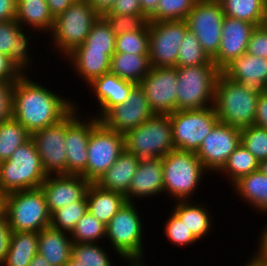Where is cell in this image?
Instances as JSON below:
<instances>
[{
	"label": "cell",
	"mask_w": 267,
	"mask_h": 266,
	"mask_svg": "<svg viewBox=\"0 0 267 266\" xmlns=\"http://www.w3.org/2000/svg\"><path fill=\"white\" fill-rule=\"evenodd\" d=\"M21 74L13 89V118L33 134L62 120L74 107ZM43 87V88H42Z\"/></svg>",
	"instance_id": "1"
},
{
	"label": "cell",
	"mask_w": 267,
	"mask_h": 266,
	"mask_svg": "<svg viewBox=\"0 0 267 266\" xmlns=\"http://www.w3.org/2000/svg\"><path fill=\"white\" fill-rule=\"evenodd\" d=\"M260 91L232 81L220 73L213 102L218 120L240 129L253 125Z\"/></svg>",
	"instance_id": "2"
},
{
	"label": "cell",
	"mask_w": 267,
	"mask_h": 266,
	"mask_svg": "<svg viewBox=\"0 0 267 266\" xmlns=\"http://www.w3.org/2000/svg\"><path fill=\"white\" fill-rule=\"evenodd\" d=\"M47 178L33 140L30 138L0 163V191L5 194L39 188Z\"/></svg>",
	"instance_id": "3"
},
{
	"label": "cell",
	"mask_w": 267,
	"mask_h": 266,
	"mask_svg": "<svg viewBox=\"0 0 267 266\" xmlns=\"http://www.w3.org/2000/svg\"><path fill=\"white\" fill-rule=\"evenodd\" d=\"M125 150L139 161L163 158L174 150L172 126L168 114H154L150 119L124 134Z\"/></svg>",
	"instance_id": "4"
},
{
	"label": "cell",
	"mask_w": 267,
	"mask_h": 266,
	"mask_svg": "<svg viewBox=\"0 0 267 266\" xmlns=\"http://www.w3.org/2000/svg\"><path fill=\"white\" fill-rule=\"evenodd\" d=\"M5 216L12 232H37L50 226L51 214L41 187L6 194Z\"/></svg>",
	"instance_id": "5"
},
{
	"label": "cell",
	"mask_w": 267,
	"mask_h": 266,
	"mask_svg": "<svg viewBox=\"0 0 267 266\" xmlns=\"http://www.w3.org/2000/svg\"><path fill=\"white\" fill-rule=\"evenodd\" d=\"M220 73L215 64L177 67V110L207 108L208 101L212 105Z\"/></svg>",
	"instance_id": "6"
},
{
	"label": "cell",
	"mask_w": 267,
	"mask_h": 266,
	"mask_svg": "<svg viewBox=\"0 0 267 266\" xmlns=\"http://www.w3.org/2000/svg\"><path fill=\"white\" fill-rule=\"evenodd\" d=\"M164 192L187 201L200 183L203 164L195 152L174 149L162 158Z\"/></svg>",
	"instance_id": "7"
},
{
	"label": "cell",
	"mask_w": 267,
	"mask_h": 266,
	"mask_svg": "<svg viewBox=\"0 0 267 266\" xmlns=\"http://www.w3.org/2000/svg\"><path fill=\"white\" fill-rule=\"evenodd\" d=\"M99 17L88 0H76L54 18L52 32L56 48L65 55L70 54L85 41Z\"/></svg>",
	"instance_id": "8"
},
{
	"label": "cell",
	"mask_w": 267,
	"mask_h": 266,
	"mask_svg": "<svg viewBox=\"0 0 267 266\" xmlns=\"http://www.w3.org/2000/svg\"><path fill=\"white\" fill-rule=\"evenodd\" d=\"M169 118L175 149L195 153L219 121L213 105L198 110H176Z\"/></svg>",
	"instance_id": "9"
},
{
	"label": "cell",
	"mask_w": 267,
	"mask_h": 266,
	"mask_svg": "<svg viewBox=\"0 0 267 266\" xmlns=\"http://www.w3.org/2000/svg\"><path fill=\"white\" fill-rule=\"evenodd\" d=\"M87 150L86 180L96 183L125 150L124 135L99 122L91 131Z\"/></svg>",
	"instance_id": "10"
},
{
	"label": "cell",
	"mask_w": 267,
	"mask_h": 266,
	"mask_svg": "<svg viewBox=\"0 0 267 266\" xmlns=\"http://www.w3.org/2000/svg\"><path fill=\"white\" fill-rule=\"evenodd\" d=\"M133 202H126L106 225V236L120 257L141 259L142 222Z\"/></svg>",
	"instance_id": "11"
},
{
	"label": "cell",
	"mask_w": 267,
	"mask_h": 266,
	"mask_svg": "<svg viewBox=\"0 0 267 266\" xmlns=\"http://www.w3.org/2000/svg\"><path fill=\"white\" fill-rule=\"evenodd\" d=\"M224 16L218 0H198L185 19L188 29L211 59L219 52Z\"/></svg>",
	"instance_id": "12"
},
{
	"label": "cell",
	"mask_w": 267,
	"mask_h": 266,
	"mask_svg": "<svg viewBox=\"0 0 267 266\" xmlns=\"http://www.w3.org/2000/svg\"><path fill=\"white\" fill-rule=\"evenodd\" d=\"M151 67H177L179 47L188 26L185 20L148 23Z\"/></svg>",
	"instance_id": "13"
},
{
	"label": "cell",
	"mask_w": 267,
	"mask_h": 266,
	"mask_svg": "<svg viewBox=\"0 0 267 266\" xmlns=\"http://www.w3.org/2000/svg\"><path fill=\"white\" fill-rule=\"evenodd\" d=\"M139 85L155 114L169 115L177 110V67H151Z\"/></svg>",
	"instance_id": "14"
},
{
	"label": "cell",
	"mask_w": 267,
	"mask_h": 266,
	"mask_svg": "<svg viewBox=\"0 0 267 266\" xmlns=\"http://www.w3.org/2000/svg\"><path fill=\"white\" fill-rule=\"evenodd\" d=\"M155 113L149 106L144 90L136 84L126 102L108 109L99 121L108 129L125 134L138 127Z\"/></svg>",
	"instance_id": "15"
},
{
	"label": "cell",
	"mask_w": 267,
	"mask_h": 266,
	"mask_svg": "<svg viewBox=\"0 0 267 266\" xmlns=\"http://www.w3.org/2000/svg\"><path fill=\"white\" fill-rule=\"evenodd\" d=\"M65 137L66 116L59 122L31 134L47 176L51 172L56 175L67 174Z\"/></svg>",
	"instance_id": "16"
},
{
	"label": "cell",
	"mask_w": 267,
	"mask_h": 266,
	"mask_svg": "<svg viewBox=\"0 0 267 266\" xmlns=\"http://www.w3.org/2000/svg\"><path fill=\"white\" fill-rule=\"evenodd\" d=\"M241 143V129L218 121L196 152L203 167L220 170Z\"/></svg>",
	"instance_id": "17"
},
{
	"label": "cell",
	"mask_w": 267,
	"mask_h": 266,
	"mask_svg": "<svg viewBox=\"0 0 267 266\" xmlns=\"http://www.w3.org/2000/svg\"><path fill=\"white\" fill-rule=\"evenodd\" d=\"M74 107L66 115L65 148L67 156V174L81 175L86 179L87 146L93 128L100 122L96 117L89 122L78 120Z\"/></svg>",
	"instance_id": "18"
},
{
	"label": "cell",
	"mask_w": 267,
	"mask_h": 266,
	"mask_svg": "<svg viewBox=\"0 0 267 266\" xmlns=\"http://www.w3.org/2000/svg\"><path fill=\"white\" fill-rule=\"evenodd\" d=\"M255 27L256 25L250 22L224 16L219 52L212 59L220 71L234 58L246 53Z\"/></svg>",
	"instance_id": "19"
},
{
	"label": "cell",
	"mask_w": 267,
	"mask_h": 266,
	"mask_svg": "<svg viewBox=\"0 0 267 266\" xmlns=\"http://www.w3.org/2000/svg\"><path fill=\"white\" fill-rule=\"evenodd\" d=\"M91 183L81 175L59 174L47 176L41 184L50 214L81 200Z\"/></svg>",
	"instance_id": "20"
},
{
	"label": "cell",
	"mask_w": 267,
	"mask_h": 266,
	"mask_svg": "<svg viewBox=\"0 0 267 266\" xmlns=\"http://www.w3.org/2000/svg\"><path fill=\"white\" fill-rule=\"evenodd\" d=\"M221 73L232 81L265 90L267 85V58L245 53L228 63Z\"/></svg>",
	"instance_id": "21"
},
{
	"label": "cell",
	"mask_w": 267,
	"mask_h": 266,
	"mask_svg": "<svg viewBox=\"0 0 267 266\" xmlns=\"http://www.w3.org/2000/svg\"><path fill=\"white\" fill-rule=\"evenodd\" d=\"M164 192L162 158L140 161L125 195L128 202L132 196L144 197Z\"/></svg>",
	"instance_id": "22"
},
{
	"label": "cell",
	"mask_w": 267,
	"mask_h": 266,
	"mask_svg": "<svg viewBox=\"0 0 267 266\" xmlns=\"http://www.w3.org/2000/svg\"><path fill=\"white\" fill-rule=\"evenodd\" d=\"M16 20L0 22V53L8 56L15 68L23 73L28 62V39Z\"/></svg>",
	"instance_id": "23"
},
{
	"label": "cell",
	"mask_w": 267,
	"mask_h": 266,
	"mask_svg": "<svg viewBox=\"0 0 267 266\" xmlns=\"http://www.w3.org/2000/svg\"><path fill=\"white\" fill-rule=\"evenodd\" d=\"M89 85L95 90V95L99 100L101 115L97 118H100L108 109L126 102L136 84L109 72L93 79Z\"/></svg>",
	"instance_id": "24"
},
{
	"label": "cell",
	"mask_w": 267,
	"mask_h": 266,
	"mask_svg": "<svg viewBox=\"0 0 267 266\" xmlns=\"http://www.w3.org/2000/svg\"><path fill=\"white\" fill-rule=\"evenodd\" d=\"M139 162L133 153L124 150L95 184L107 191L126 195Z\"/></svg>",
	"instance_id": "25"
},
{
	"label": "cell",
	"mask_w": 267,
	"mask_h": 266,
	"mask_svg": "<svg viewBox=\"0 0 267 266\" xmlns=\"http://www.w3.org/2000/svg\"><path fill=\"white\" fill-rule=\"evenodd\" d=\"M64 231L47 227L38 233L37 253L43 256L51 266H64L71 258L73 242Z\"/></svg>",
	"instance_id": "26"
},
{
	"label": "cell",
	"mask_w": 267,
	"mask_h": 266,
	"mask_svg": "<svg viewBox=\"0 0 267 266\" xmlns=\"http://www.w3.org/2000/svg\"><path fill=\"white\" fill-rule=\"evenodd\" d=\"M86 198L88 212L105 225L127 202L125 195L107 191L95 183L89 185Z\"/></svg>",
	"instance_id": "27"
},
{
	"label": "cell",
	"mask_w": 267,
	"mask_h": 266,
	"mask_svg": "<svg viewBox=\"0 0 267 266\" xmlns=\"http://www.w3.org/2000/svg\"><path fill=\"white\" fill-rule=\"evenodd\" d=\"M149 54L115 52L111 57L110 73L139 84L150 71Z\"/></svg>",
	"instance_id": "28"
},
{
	"label": "cell",
	"mask_w": 267,
	"mask_h": 266,
	"mask_svg": "<svg viewBox=\"0 0 267 266\" xmlns=\"http://www.w3.org/2000/svg\"><path fill=\"white\" fill-rule=\"evenodd\" d=\"M67 56L71 58L76 71L87 83L110 72L111 58L104 51L74 49Z\"/></svg>",
	"instance_id": "29"
},
{
	"label": "cell",
	"mask_w": 267,
	"mask_h": 266,
	"mask_svg": "<svg viewBox=\"0 0 267 266\" xmlns=\"http://www.w3.org/2000/svg\"><path fill=\"white\" fill-rule=\"evenodd\" d=\"M37 232H12L9 249L3 265L5 266H28L37 254Z\"/></svg>",
	"instance_id": "30"
},
{
	"label": "cell",
	"mask_w": 267,
	"mask_h": 266,
	"mask_svg": "<svg viewBox=\"0 0 267 266\" xmlns=\"http://www.w3.org/2000/svg\"><path fill=\"white\" fill-rule=\"evenodd\" d=\"M15 20L23 26V22L35 29L52 31L54 17L46 0H17Z\"/></svg>",
	"instance_id": "31"
},
{
	"label": "cell",
	"mask_w": 267,
	"mask_h": 266,
	"mask_svg": "<svg viewBox=\"0 0 267 266\" xmlns=\"http://www.w3.org/2000/svg\"><path fill=\"white\" fill-rule=\"evenodd\" d=\"M225 16L250 22L256 26L265 24L267 2L265 0H218Z\"/></svg>",
	"instance_id": "32"
},
{
	"label": "cell",
	"mask_w": 267,
	"mask_h": 266,
	"mask_svg": "<svg viewBox=\"0 0 267 266\" xmlns=\"http://www.w3.org/2000/svg\"><path fill=\"white\" fill-rule=\"evenodd\" d=\"M234 185L243 199L260 211L267 212V175L257 170L241 177Z\"/></svg>",
	"instance_id": "33"
},
{
	"label": "cell",
	"mask_w": 267,
	"mask_h": 266,
	"mask_svg": "<svg viewBox=\"0 0 267 266\" xmlns=\"http://www.w3.org/2000/svg\"><path fill=\"white\" fill-rule=\"evenodd\" d=\"M174 213L184 222L195 238L201 239L210 230V218L208 211L201 206L190 205L187 201H178Z\"/></svg>",
	"instance_id": "34"
},
{
	"label": "cell",
	"mask_w": 267,
	"mask_h": 266,
	"mask_svg": "<svg viewBox=\"0 0 267 266\" xmlns=\"http://www.w3.org/2000/svg\"><path fill=\"white\" fill-rule=\"evenodd\" d=\"M31 138V134L15 118L0 124V161L10 158L13 151Z\"/></svg>",
	"instance_id": "35"
},
{
	"label": "cell",
	"mask_w": 267,
	"mask_h": 266,
	"mask_svg": "<svg viewBox=\"0 0 267 266\" xmlns=\"http://www.w3.org/2000/svg\"><path fill=\"white\" fill-rule=\"evenodd\" d=\"M116 35L107 20L100 16L85 41L75 49L104 51L110 58L115 53Z\"/></svg>",
	"instance_id": "36"
},
{
	"label": "cell",
	"mask_w": 267,
	"mask_h": 266,
	"mask_svg": "<svg viewBox=\"0 0 267 266\" xmlns=\"http://www.w3.org/2000/svg\"><path fill=\"white\" fill-rule=\"evenodd\" d=\"M222 170L231 176L230 179L234 184L241 177L259 170V161L240 143L219 171Z\"/></svg>",
	"instance_id": "37"
},
{
	"label": "cell",
	"mask_w": 267,
	"mask_h": 266,
	"mask_svg": "<svg viewBox=\"0 0 267 266\" xmlns=\"http://www.w3.org/2000/svg\"><path fill=\"white\" fill-rule=\"evenodd\" d=\"M214 64L192 31H186L179 47L177 67Z\"/></svg>",
	"instance_id": "38"
},
{
	"label": "cell",
	"mask_w": 267,
	"mask_h": 266,
	"mask_svg": "<svg viewBox=\"0 0 267 266\" xmlns=\"http://www.w3.org/2000/svg\"><path fill=\"white\" fill-rule=\"evenodd\" d=\"M87 211V198L85 195L81 200L54 211L51 214L50 227L64 232L68 231L70 234Z\"/></svg>",
	"instance_id": "39"
},
{
	"label": "cell",
	"mask_w": 267,
	"mask_h": 266,
	"mask_svg": "<svg viewBox=\"0 0 267 266\" xmlns=\"http://www.w3.org/2000/svg\"><path fill=\"white\" fill-rule=\"evenodd\" d=\"M198 0H159L157 9L149 17V21H181L185 20Z\"/></svg>",
	"instance_id": "40"
},
{
	"label": "cell",
	"mask_w": 267,
	"mask_h": 266,
	"mask_svg": "<svg viewBox=\"0 0 267 266\" xmlns=\"http://www.w3.org/2000/svg\"><path fill=\"white\" fill-rule=\"evenodd\" d=\"M70 234L73 235V243H95V240L106 236V225L87 211Z\"/></svg>",
	"instance_id": "41"
},
{
	"label": "cell",
	"mask_w": 267,
	"mask_h": 266,
	"mask_svg": "<svg viewBox=\"0 0 267 266\" xmlns=\"http://www.w3.org/2000/svg\"><path fill=\"white\" fill-rule=\"evenodd\" d=\"M115 52L149 54V30L128 31L116 36Z\"/></svg>",
	"instance_id": "42"
},
{
	"label": "cell",
	"mask_w": 267,
	"mask_h": 266,
	"mask_svg": "<svg viewBox=\"0 0 267 266\" xmlns=\"http://www.w3.org/2000/svg\"><path fill=\"white\" fill-rule=\"evenodd\" d=\"M241 143L259 162L267 159V129L254 124L242 128Z\"/></svg>",
	"instance_id": "43"
},
{
	"label": "cell",
	"mask_w": 267,
	"mask_h": 266,
	"mask_svg": "<svg viewBox=\"0 0 267 266\" xmlns=\"http://www.w3.org/2000/svg\"><path fill=\"white\" fill-rule=\"evenodd\" d=\"M71 256L82 266H113L106 252L94 243H73Z\"/></svg>",
	"instance_id": "44"
},
{
	"label": "cell",
	"mask_w": 267,
	"mask_h": 266,
	"mask_svg": "<svg viewBox=\"0 0 267 266\" xmlns=\"http://www.w3.org/2000/svg\"><path fill=\"white\" fill-rule=\"evenodd\" d=\"M103 17L110 24L116 36L128 31L148 30L149 18L145 14H104Z\"/></svg>",
	"instance_id": "45"
},
{
	"label": "cell",
	"mask_w": 267,
	"mask_h": 266,
	"mask_svg": "<svg viewBox=\"0 0 267 266\" xmlns=\"http://www.w3.org/2000/svg\"><path fill=\"white\" fill-rule=\"evenodd\" d=\"M172 213L165 225V233L168 239L177 245H187L197 241L184 222L174 212Z\"/></svg>",
	"instance_id": "46"
},
{
	"label": "cell",
	"mask_w": 267,
	"mask_h": 266,
	"mask_svg": "<svg viewBox=\"0 0 267 266\" xmlns=\"http://www.w3.org/2000/svg\"><path fill=\"white\" fill-rule=\"evenodd\" d=\"M16 80H0V124L13 117V89Z\"/></svg>",
	"instance_id": "47"
},
{
	"label": "cell",
	"mask_w": 267,
	"mask_h": 266,
	"mask_svg": "<svg viewBox=\"0 0 267 266\" xmlns=\"http://www.w3.org/2000/svg\"><path fill=\"white\" fill-rule=\"evenodd\" d=\"M246 53L267 58V26H256L248 42Z\"/></svg>",
	"instance_id": "48"
},
{
	"label": "cell",
	"mask_w": 267,
	"mask_h": 266,
	"mask_svg": "<svg viewBox=\"0 0 267 266\" xmlns=\"http://www.w3.org/2000/svg\"><path fill=\"white\" fill-rule=\"evenodd\" d=\"M105 14L134 15L144 13L140 0H116L110 11Z\"/></svg>",
	"instance_id": "49"
},
{
	"label": "cell",
	"mask_w": 267,
	"mask_h": 266,
	"mask_svg": "<svg viewBox=\"0 0 267 266\" xmlns=\"http://www.w3.org/2000/svg\"><path fill=\"white\" fill-rule=\"evenodd\" d=\"M12 230L8 224L6 216L0 218V264L6 258L9 249Z\"/></svg>",
	"instance_id": "50"
},
{
	"label": "cell",
	"mask_w": 267,
	"mask_h": 266,
	"mask_svg": "<svg viewBox=\"0 0 267 266\" xmlns=\"http://www.w3.org/2000/svg\"><path fill=\"white\" fill-rule=\"evenodd\" d=\"M254 125L267 129V91L261 90L258 96Z\"/></svg>",
	"instance_id": "51"
},
{
	"label": "cell",
	"mask_w": 267,
	"mask_h": 266,
	"mask_svg": "<svg viewBox=\"0 0 267 266\" xmlns=\"http://www.w3.org/2000/svg\"><path fill=\"white\" fill-rule=\"evenodd\" d=\"M21 74L8 56L0 53V80H16Z\"/></svg>",
	"instance_id": "52"
},
{
	"label": "cell",
	"mask_w": 267,
	"mask_h": 266,
	"mask_svg": "<svg viewBox=\"0 0 267 266\" xmlns=\"http://www.w3.org/2000/svg\"><path fill=\"white\" fill-rule=\"evenodd\" d=\"M17 0H0V22L15 20Z\"/></svg>",
	"instance_id": "53"
},
{
	"label": "cell",
	"mask_w": 267,
	"mask_h": 266,
	"mask_svg": "<svg viewBox=\"0 0 267 266\" xmlns=\"http://www.w3.org/2000/svg\"><path fill=\"white\" fill-rule=\"evenodd\" d=\"M75 1L76 0H46L49 10L54 18L63 13Z\"/></svg>",
	"instance_id": "54"
},
{
	"label": "cell",
	"mask_w": 267,
	"mask_h": 266,
	"mask_svg": "<svg viewBox=\"0 0 267 266\" xmlns=\"http://www.w3.org/2000/svg\"><path fill=\"white\" fill-rule=\"evenodd\" d=\"M116 0H88L92 5L93 9L100 15L103 16L109 12L113 7Z\"/></svg>",
	"instance_id": "55"
},
{
	"label": "cell",
	"mask_w": 267,
	"mask_h": 266,
	"mask_svg": "<svg viewBox=\"0 0 267 266\" xmlns=\"http://www.w3.org/2000/svg\"><path fill=\"white\" fill-rule=\"evenodd\" d=\"M159 0H140L143 13L149 18L157 9Z\"/></svg>",
	"instance_id": "56"
},
{
	"label": "cell",
	"mask_w": 267,
	"mask_h": 266,
	"mask_svg": "<svg viewBox=\"0 0 267 266\" xmlns=\"http://www.w3.org/2000/svg\"><path fill=\"white\" fill-rule=\"evenodd\" d=\"M260 247L259 252H257L258 256L264 260H267V226L264 228L261 239H260Z\"/></svg>",
	"instance_id": "57"
},
{
	"label": "cell",
	"mask_w": 267,
	"mask_h": 266,
	"mask_svg": "<svg viewBox=\"0 0 267 266\" xmlns=\"http://www.w3.org/2000/svg\"><path fill=\"white\" fill-rule=\"evenodd\" d=\"M28 266H51V265L47 262V260L43 256L37 253Z\"/></svg>",
	"instance_id": "58"
},
{
	"label": "cell",
	"mask_w": 267,
	"mask_h": 266,
	"mask_svg": "<svg viewBox=\"0 0 267 266\" xmlns=\"http://www.w3.org/2000/svg\"><path fill=\"white\" fill-rule=\"evenodd\" d=\"M246 266H267V260L260 258L258 255L251 259Z\"/></svg>",
	"instance_id": "59"
},
{
	"label": "cell",
	"mask_w": 267,
	"mask_h": 266,
	"mask_svg": "<svg viewBox=\"0 0 267 266\" xmlns=\"http://www.w3.org/2000/svg\"><path fill=\"white\" fill-rule=\"evenodd\" d=\"M5 199L6 194L0 191V218L5 216Z\"/></svg>",
	"instance_id": "60"
},
{
	"label": "cell",
	"mask_w": 267,
	"mask_h": 266,
	"mask_svg": "<svg viewBox=\"0 0 267 266\" xmlns=\"http://www.w3.org/2000/svg\"><path fill=\"white\" fill-rule=\"evenodd\" d=\"M259 170L267 175V159H264L259 162Z\"/></svg>",
	"instance_id": "61"
},
{
	"label": "cell",
	"mask_w": 267,
	"mask_h": 266,
	"mask_svg": "<svg viewBox=\"0 0 267 266\" xmlns=\"http://www.w3.org/2000/svg\"><path fill=\"white\" fill-rule=\"evenodd\" d=\"M64 266H82L79 261L75 260L72 256L71 258L65 263Z\"/></svg>",
	"instance_id": "62"
},
{
	"label": "cell",
	"mask_w": 267,
	"mask_h": 266,
	"mask_svg": "<svg viewBox=\"0 0 267 266\" xmlns=\"http://www.w3.org/2000/svg\"><path fill=\"white\" fill-rule=\"evenodd\" d=\"M130 261L133 262L131 266H143L141 265L142 259H130Z\"/></svg>",
	"instance_id": "63"
},
{
	"label": "cell",
	"mask_w": 267,
	"mask_h": 266,
	"mask_svg": "<svg viewBox=\"0 0 267 266\" xmlns=\"http://www.w3.org/2000/svg\"><path fill=\"white\" fill-rule=\"evenodd\" d=\"M265 25L267 26V14H266V21H265Z\"/></svg>",
	"instance_id": "64"
}]
</instances>
